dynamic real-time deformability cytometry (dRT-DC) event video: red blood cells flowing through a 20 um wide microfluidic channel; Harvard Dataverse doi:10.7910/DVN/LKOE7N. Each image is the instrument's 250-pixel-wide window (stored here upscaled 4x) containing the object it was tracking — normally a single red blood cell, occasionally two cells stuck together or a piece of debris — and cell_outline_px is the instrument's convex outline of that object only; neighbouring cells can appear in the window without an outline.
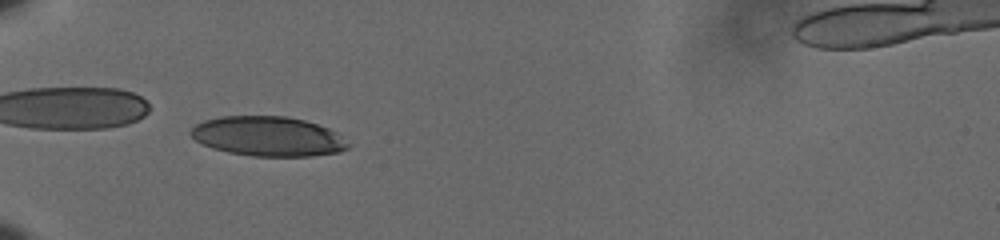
{"species": "human", "species_latin": "Homo sapiens", "temperature_condition": "cold", "stored_images_in_passage": 39, "camera_frame_rate_fps": 3000, "um_per_image_px": 0.085, "donor": {"sex": "male"}, "frame": {"image": 1, "passage_image": 6, "time_ms": 1.667, "image_size_px": [1000, 240], "cell_outline_px": [[352, 144], [348, 148], [340, 152], [312, 156], [252, 156], [228, 152], [212, 148], [196, 140], [188, 132], [196, 124], [204, 120], [220, 116], [288, 116], [304, 120], [328, 128], [336, 132]], "centroid_in_image_um": [22.8, 11.59], "position_along_channel_um": 62.2, "area_um2": 36.53}}
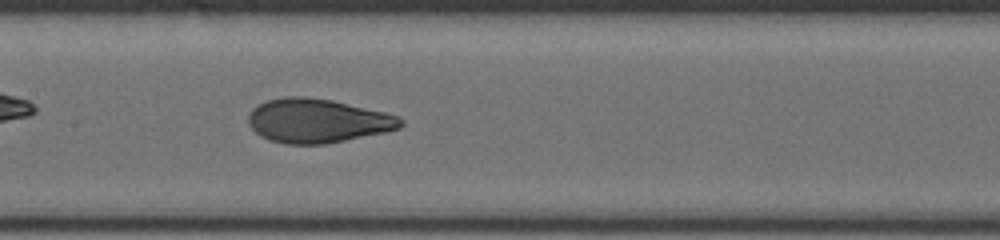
{"frame": {"image": 2, "passage_image": 17, "time_ms": 5.333, "image_size_px": [1000, 240], "cell_outline_px": [[404, 124], [400, 128], [388, 132], [324, 144], [284, 144], [268, 140], [260, 136], [248, 124], [248, 116], [252, 108], [256, 104], [264, 100], [284, 96], [304, 96], [332, 100], [384, 112], [400, 116], [404, 120]], "centroid_in_image_um": [26.97, 10.26], "position_along_channel_um": 180.4, "area_um2": 39.54}}
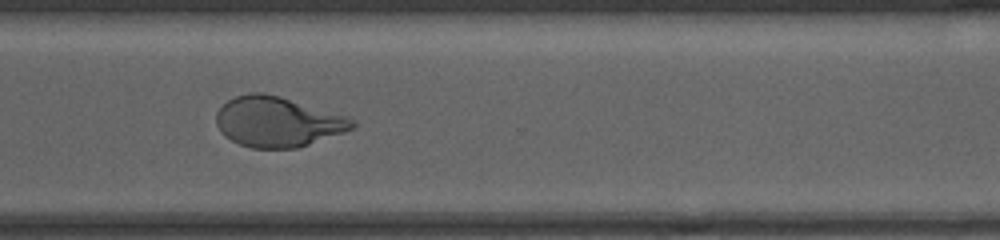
{"frame": {"image": 3, "passage_image": 31, "time_ms": 10.0, "image_size_px": [1000, 240], "cell_outline_px": [[356, 124], [352, 128], [344, 132], [296, 148], [252, 148], [240, 144], [224, 136], [220, 132], [216, 124], [216, 112], [228, 100], [236, 96], [252, 92], [264, 92], [280, 96], [348, 116], [356, 120]], "centroid_in_image_um": [23.59, 10.34], "position_along_channel_um": 347.0, "area_um2": 39.71}, "authors_computed_cell_mechanics": {"area_um2": 38.726, "velocity_mm_per_s": 3.5902, "shape_relaxation_time_tau1_ms": 4.5699, "shape_relaxation_time_tau2_ms": 0.8594, "deformation_change_tau1": 0.1859, "deformation_change_tau2": 0.0754}}